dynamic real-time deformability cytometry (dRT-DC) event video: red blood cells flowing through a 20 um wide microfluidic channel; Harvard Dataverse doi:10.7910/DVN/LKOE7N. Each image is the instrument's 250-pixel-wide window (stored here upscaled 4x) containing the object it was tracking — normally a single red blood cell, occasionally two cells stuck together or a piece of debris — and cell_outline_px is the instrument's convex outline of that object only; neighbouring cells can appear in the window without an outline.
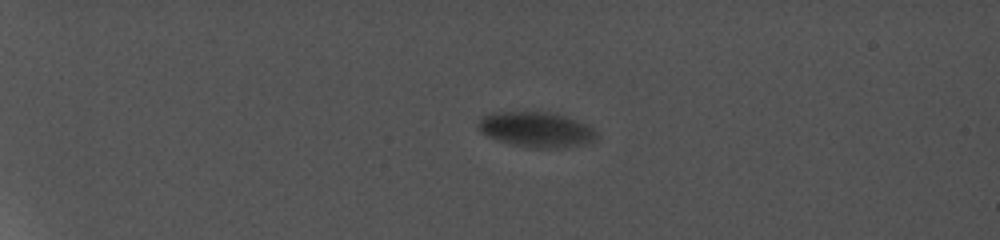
{"species": "common noctule bat (a hibernating species)", "species_latin": "Nyctalus noctula", "temperature_condition": "cold", "stored_images_in_passage": 13, "camera_frame_rate_fps": 5000, "um_per_image_px": 0.085, "animal": {"sex": "female", "body_mass_g": 19.0, "forearm_length_mm": 56.7}, "frame": {"image": 1, "passage_image": 6, "time_ms": 5.0, "image_size_px": [1000, 240], "cell_outline_px": [[592, 132], [584, 140], [540, 144], [536, 144], [508, 140], [492, 136], [484, 132], [480, 128], [480, 120], [484, 116], [508, 112], [540, 112], [560, 116], [572, 120], [592, 128]], "centroid_in_image_um": [45.38, 10.86], "position_along_channel_um": 39.6, "area_um2": 19.65}}
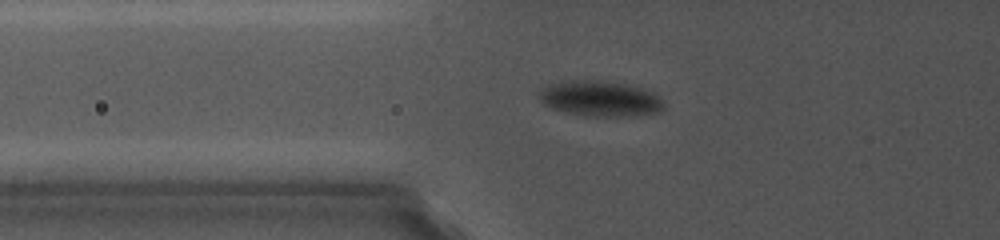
{"frame": {"image": 2, "passage_image": 10, "time_ms": 8.6, "image_size_px": [1000, 240], "cell_outline_px": [[660, 108], [656, 112], [616, 116], [592, 116], [560, 108], [548, 104], [544, 100], [544, 92], [552, 84], [564, 80], [604, 80], [628, 84], [656, 96], [660, 104]], "centroid_in_image_um": [51.06, 8.34], "position_along_channel_um": 74.7, "area_um2": 23.64}}